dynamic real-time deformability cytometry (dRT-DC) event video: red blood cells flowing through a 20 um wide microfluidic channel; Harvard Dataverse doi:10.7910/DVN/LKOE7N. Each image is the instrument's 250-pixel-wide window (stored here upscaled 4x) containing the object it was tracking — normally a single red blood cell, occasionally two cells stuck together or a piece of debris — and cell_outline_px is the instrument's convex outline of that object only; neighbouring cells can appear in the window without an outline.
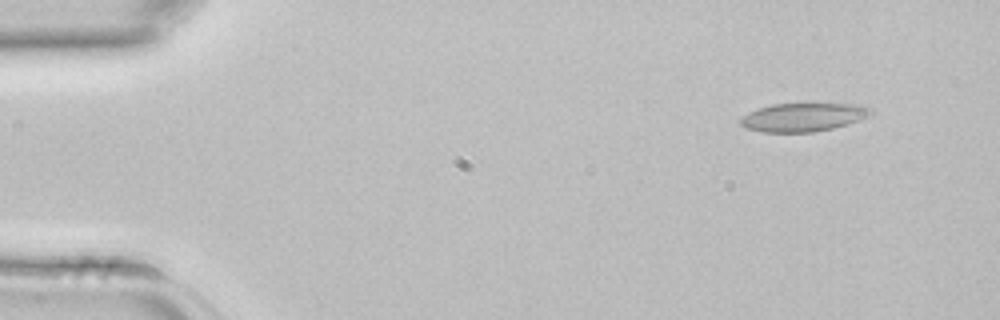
{"species": "common noctule bat (a hibernating species)", "species_latin": "Nyctalus noctula", "temperature_condition": "room temperature", "stored_images_in_passage": 3, "camera_frame_rate_fps": 3000, "um_per_image_px": 0.085, "animal": {"sex": "female", "body_mass_g": 22.7, "forearm_length_mm": 54.2}, "frame": {"image": 1, "passage_image": 1, "time_ms": 0.0, "image_size_px": [1000, 320], "cell_outline_px": [[876, 112], [860, 120], [848, 124], [832, 128], [812, 132], [760, 132], [744, 128], [740, 124], [740, 120], [744, 116], [756, 108], [772, 104], [856, 104], [872, 108]], "centroid_in_image_um": [68.28, 9.96], "position_along_channel_um": 16.7, "area_um2": 21.68}}
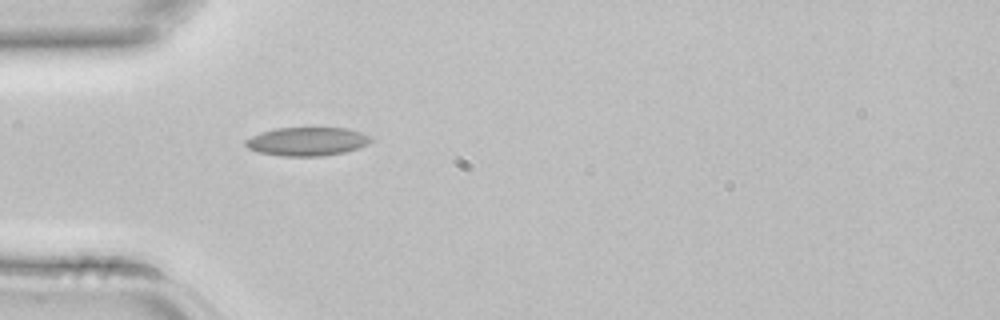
{"frame": {"image": 2, "passage_image": 3, "time_ms": 0.667, "image_size_px": [1000, 320], "cell_outline_px": [[372, 140], [368, 144], [344, 152], [324, 156], [280, 156], [260, 152], [248, 148], [244, 144], [244, 140], [260, 132], [276, 128], [344, 128], [360, 132], [372, 136]], "centroid_in_image_um": [26.09, 12.02], "position_along_channel_um": 58.9, "area_um2": 20.81}}